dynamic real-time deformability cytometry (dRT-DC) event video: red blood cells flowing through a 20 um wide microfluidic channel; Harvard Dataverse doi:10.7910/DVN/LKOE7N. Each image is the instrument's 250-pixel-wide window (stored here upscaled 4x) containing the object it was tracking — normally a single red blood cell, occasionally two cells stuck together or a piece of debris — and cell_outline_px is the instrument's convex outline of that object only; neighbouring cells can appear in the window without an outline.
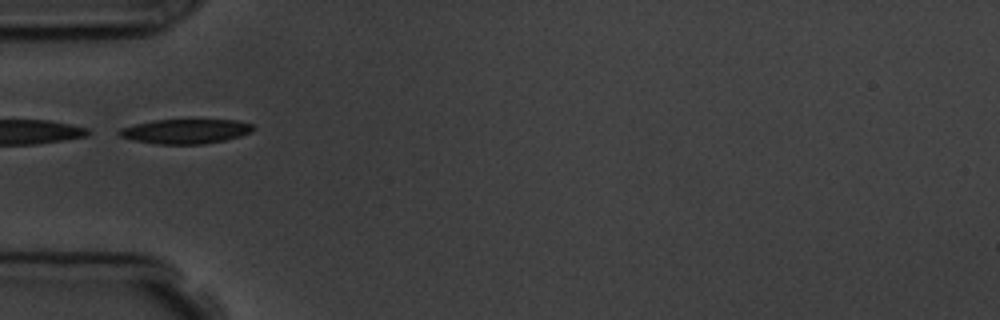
{"species": "common noctule bat (a hibernating species)", "species_latin": "Nyctalus noctula", "temperature_condition": "room temperature", "stored_images_in_passage": 4, "camera_frame_rate_fps": 3000, "um_per_image_px": 0.085, "animal": {"sex": "male", "body_mass_g": 19.5, "forearm_length_mm": 54.6}, "frame": {"image": 1, "passage_image": 1, "time_ms": 0.0, "image_size_px": [1000, 320], "cell_outline_px": [[256, 128], [252, 132], [240, 136], [224, 140], [204, 144], [156, 144], [136, 140], [120, 136], [116, 132], [120, 128], [152, 120], [236, 120], [252, 124]], "centroid_in_image_um": [15.79, 11.16], "position_along_channel_um": 69.2, "area_um2": 19.13}}
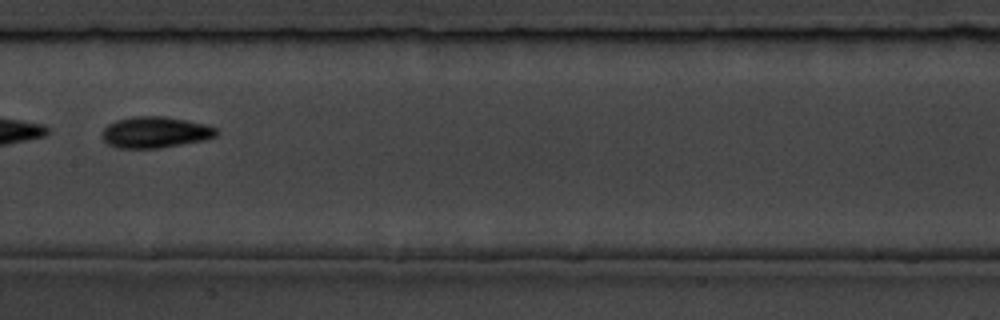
{"frame": {"image": 2, "passage_image": 4, "time_ms": 3.333, "image_size_px": [1000, 320], "cell_outline_px": [[220, 132], [216, 136], [204, 140], [160, 148], [116, 148], [108, 144], [100, 136], [100, 132], [108, 124], [116, 120], [132, 116], [164, 116], [204, 124], [216, 128]], "centroid_in_image_um": [13.15, 11.24], "position_along_channel_um": 194.2, "area_um2": 20.92}}